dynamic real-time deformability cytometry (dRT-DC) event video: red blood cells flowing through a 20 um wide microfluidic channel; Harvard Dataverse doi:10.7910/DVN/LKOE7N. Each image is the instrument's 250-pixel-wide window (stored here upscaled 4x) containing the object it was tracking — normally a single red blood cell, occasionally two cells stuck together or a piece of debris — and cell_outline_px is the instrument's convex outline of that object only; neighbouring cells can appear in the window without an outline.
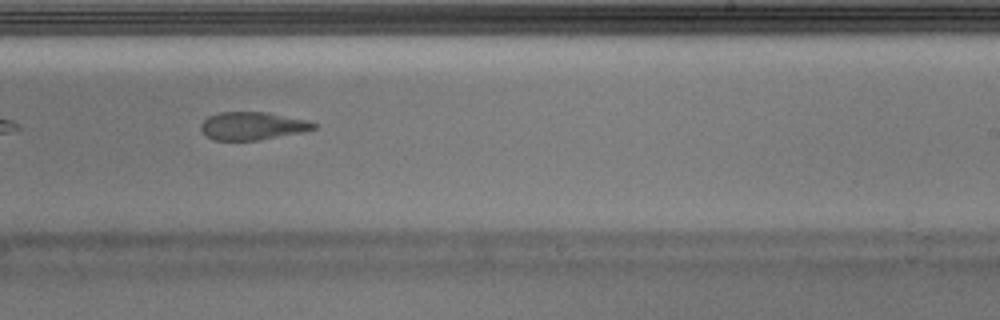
{"species": "Egyptian fruit bat (a non-hibernating species)", "species_latin": "Rousettus aegyptiacus", "temperature_condition": "warm", "stored_images_in_passage": 28, "camera_frame_rate_fps": 3000, "um_per_image_px": 0.085, "animal": {"sex": "male"}, "frame": {"image": 1, "passage_image": 13, "time_ms": 4.0, "image_size_px": [1000, 320], "cell_outline_px": [[316, 128], [304, 132], [260, 140], [212, 140], [200, 128], [200, 124], [208, 116], [220, 112], [264, 112], [308, 120], [316, 124]], "centroid_in_image_um": [21.47, 10.7], "position_along_channel_um": 267.5, "area_um2": 18.32}}